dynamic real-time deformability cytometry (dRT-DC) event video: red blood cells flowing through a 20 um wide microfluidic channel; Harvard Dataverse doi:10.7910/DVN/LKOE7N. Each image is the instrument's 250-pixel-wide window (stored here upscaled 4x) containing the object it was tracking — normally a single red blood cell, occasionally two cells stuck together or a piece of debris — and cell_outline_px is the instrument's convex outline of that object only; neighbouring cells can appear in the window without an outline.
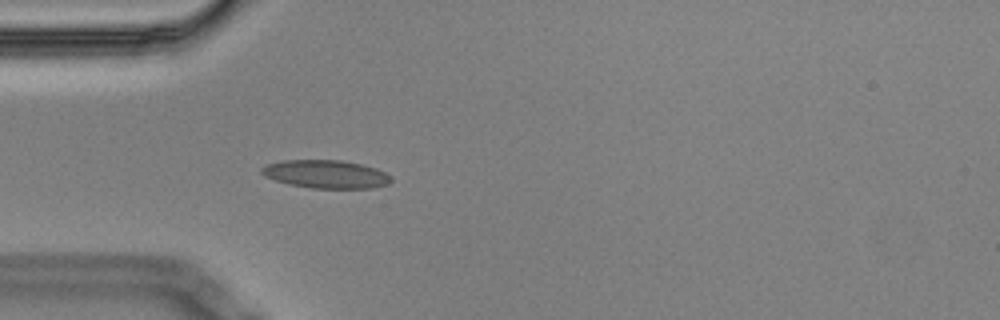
{"species": "Egyptian fruit bat (a non-hibernating species)", "species_latin": "Rousettus aegyptiacus", "temperature_condition": "cold", "stored_images_in_passage": 5, "camera_frame_rate_fps": 3000, "um_per_image_px": 0.085, "animal": {"sex": "male"}, "frame": {"image": 1, "passage_image": 5, "time_ms": 1.333, "image_size_px": [1000, 320], "cell_outline_px": [[392, 180], [388, 184], [372, 188], [312, 188], [288, 184], [264, 176], [260, 172], [260, 168], [264, 164], [284, 160], [340, 160], [360, 164], [376, 168], [392, 176]], "centroid_in_image_um": [27.68, 14.8], "position_along_channel_um": 57.3, "area_um2": 21.33}}